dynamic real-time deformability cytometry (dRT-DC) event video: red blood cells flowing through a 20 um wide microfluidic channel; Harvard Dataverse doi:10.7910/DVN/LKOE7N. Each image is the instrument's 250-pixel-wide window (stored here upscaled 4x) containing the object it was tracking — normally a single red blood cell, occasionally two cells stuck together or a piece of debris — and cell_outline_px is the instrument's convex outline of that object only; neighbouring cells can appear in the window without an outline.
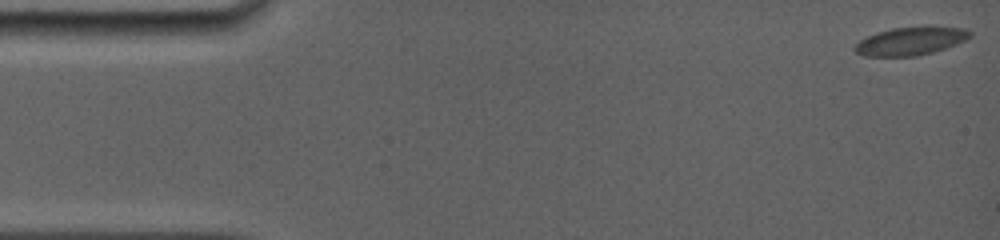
{"species": "common noctule bat (a hibernating species)", "species_latin": "Nyctalus noctula", "temperature_condition": "room temperature", "stored_images_in_passage": 4, "camera_frame_rate_fps": 5000, "um_per_image_px": 0.085, "animal": {"sex": "female", "body_mass_g": 19.0, "forearm_length_mm": 56.7}, "frame": {"image": 1, "passage_image": 1, "time_ms": 0.0, "image_size_px": [1000, 240], "cell_outline_px": [[972, 36], [956, 44], [932, 52], [916, 56], [864, 56], [856, 52], [852, 48], [860, 40], [868, 36], [892, 28], [924, 24], [932, 24], [964, 28], [972, 32]], "centroid_in_image_um": [77.45, 3.44], "position_along_channel_um": 7.5, "area_um2": 19.36}}